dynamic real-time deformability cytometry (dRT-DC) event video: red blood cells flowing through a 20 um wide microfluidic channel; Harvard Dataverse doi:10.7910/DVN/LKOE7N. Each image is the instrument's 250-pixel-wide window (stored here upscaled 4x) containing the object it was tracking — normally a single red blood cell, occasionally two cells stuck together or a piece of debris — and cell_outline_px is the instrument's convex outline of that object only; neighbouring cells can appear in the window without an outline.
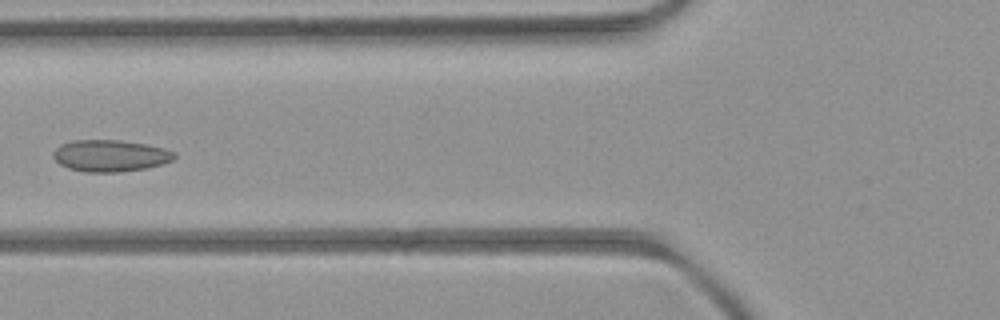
{"species": "common noctule bat (a hibernating species)", "species_latin": "Nyctalus noctula", "temperature_condition": "room temperature", "stored_images_in_passage": 8, "camera_frame_rate_fps": 3000, "um_per_image_px": 0.085, "animal": {"sex": "female", "body_mass_g": 21.9}, "frame": {"image": 1, "passage_image": 8, "time_ms": 8.667, "image_size_px": [1000, 320], "cell_outline_px": [[176, 156], [172, 160], [148, 168], [120, 172], [84, 172], [68, 168], [60, 164], [52, 156], [52, 152], [60, 144], [72, 140], [120, 140], [148, 144], [164, 148], [176, 152]], "centroid_in_image_um": [9.37, 13.23], "position_along_channel_um": 116.4, "area_um2": 22.6}}